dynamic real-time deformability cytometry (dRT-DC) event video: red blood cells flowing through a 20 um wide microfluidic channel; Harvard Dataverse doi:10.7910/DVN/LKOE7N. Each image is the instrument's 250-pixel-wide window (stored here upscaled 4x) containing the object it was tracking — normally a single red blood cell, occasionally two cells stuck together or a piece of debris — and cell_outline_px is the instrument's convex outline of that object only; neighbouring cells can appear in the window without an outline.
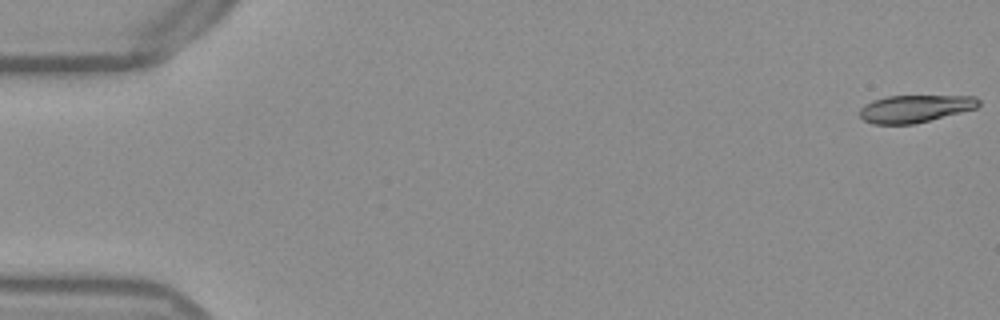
{"species": "Egyptian fruit bat (a non-hibernating species)", "species_latin": "Rousettus aegyptiacus", "temperature_condition": "warm", "stored_images_in_passage": 53, "camera_frame_rate_fps": 3000, "um_per_image_px": 0.085, "frame": {"image": 1, "passage_image": 1, "time_ms": 0.0, "image_size_px": [1000, 320], "cell_outline_px": [[980, 104], [976, 108], [916, 124], [872, 124], [864, 120], [860, 116], [860, 108], [864, 104], [872, 100], [888, 96], [976, 96], [980, 100]], "centroid_in_image_um": [77.77, 9.23], "position_along_channel_um": 7.2, "area_um2": 19.07}}
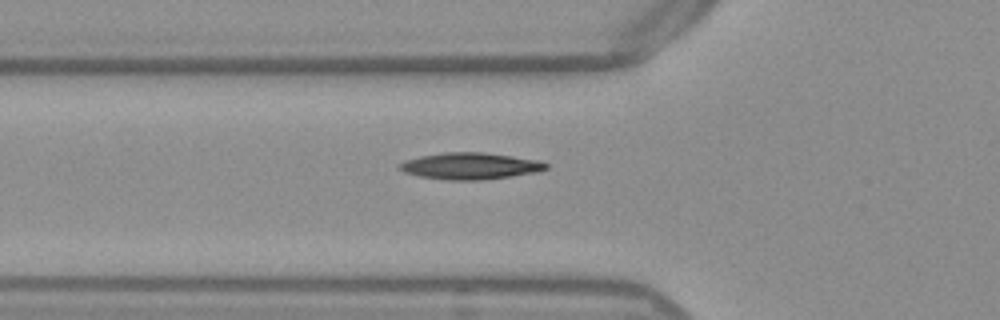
{"frame": {"image": 2, "passage_image": 19, "time_ms": 6.0, "image_size_px": [1000, 320], "cell_outline_px": [[548, 168], [540, 172], [484, 180], [444, 180], [420, 176], [404, 172], [396, 164], [404, 160], [420, 156], [444, 152], [484, 152], [540, 160], [548, 164]], "centroid_in_image_um": [39.99, 14.11], "position_along_channel_um": 85.8, "area_um2": 23.0}}
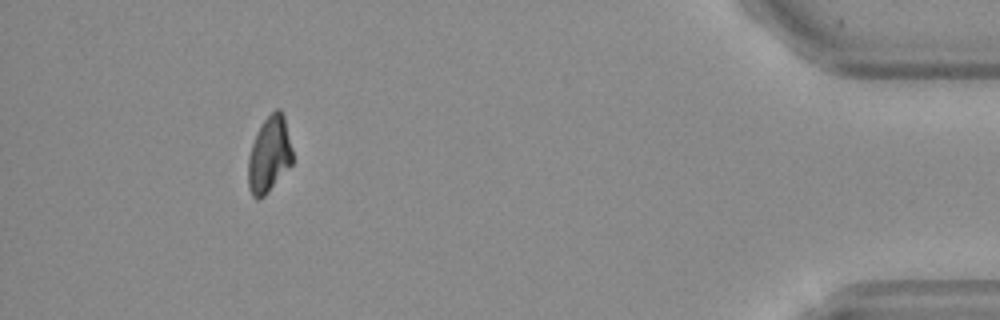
{"frame": {"image": 3, "passage_image": 49, "time_ms": 16.0, "image_size_px": [1000, 320], "cell_outline_px": [[292, 164], [268, 192], [260, 200], [256, 200], [252, 196], [248, 188], [248, 156], [252, 144], [264, 120], [276, 108], [280, 108], [284, 116], [292, 148]], "centroid_in_image_um": [22.88, 13.18], "position_along_channel_um": 412.3, "area_um2": 19.59}}